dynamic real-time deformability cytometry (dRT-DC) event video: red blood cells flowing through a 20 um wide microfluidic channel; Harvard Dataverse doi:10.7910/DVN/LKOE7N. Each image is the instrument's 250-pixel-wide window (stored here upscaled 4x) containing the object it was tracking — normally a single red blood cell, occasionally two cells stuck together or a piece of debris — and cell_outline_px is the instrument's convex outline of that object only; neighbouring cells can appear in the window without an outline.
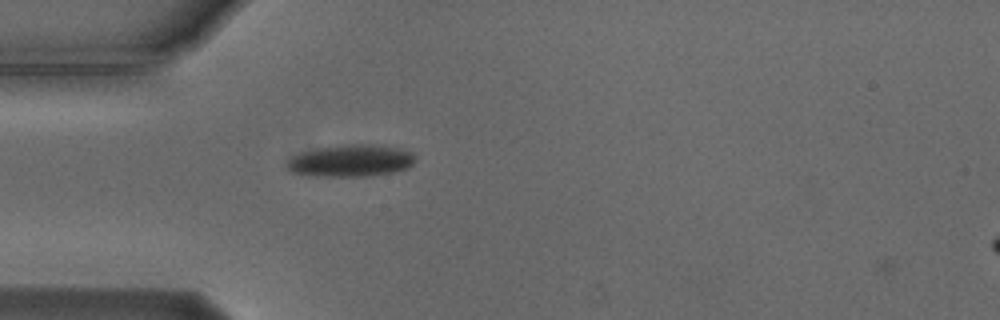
{"species": "Egyptian fruit bat (a non-hibernating species)", "species_latin": "Rousettus aegyptiacus", "temperature_condition": "cold", "stored_images_in_passage": 5, "camera_frame_rate_fps": 3000, "um_per_image_px": 0.085, "animal": {"sex": "male"}, "frame": {"image": 1, "passage_image": 4, "time_ms": 1.0, "image_size_px": [1000, 320], "cell_outline_px": [[412, 164], [408, 168], [392, 172], [372, 176], [312, 176], [292, 172], [288, 168], [288, 160], [300, 152], [324, 148], [352, 144], [372, 144], [400, 148], [412, 152]], "centroid_in_image_um": [29.83, 13.67], "position_along_channel_um": 55.2, "area_um2": 23.52}}